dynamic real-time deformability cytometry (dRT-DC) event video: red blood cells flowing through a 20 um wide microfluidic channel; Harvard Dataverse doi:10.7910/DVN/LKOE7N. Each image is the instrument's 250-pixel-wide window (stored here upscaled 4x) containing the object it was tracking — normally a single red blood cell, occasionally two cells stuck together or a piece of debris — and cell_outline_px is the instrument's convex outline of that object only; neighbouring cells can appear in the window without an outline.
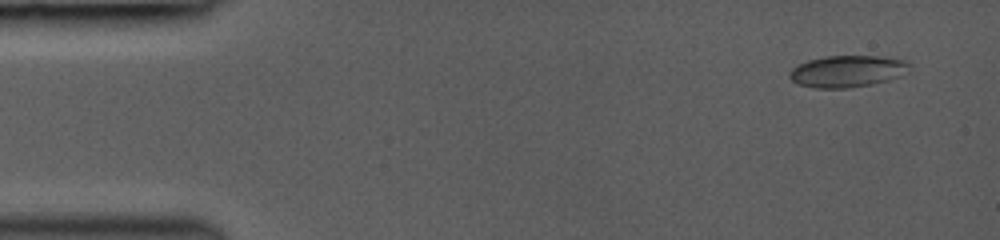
{"species": "common noctule bat (a hibernating species)", "species_latin": "Nyctalus noctula", "temperature_condition": "room temperature", "stored_images_in_passage": 16, "camera_frame_rate_fps": 3000, "um_per_image_px": 0.085, "animal": {"sex": "female", "body_mass_g": 19.0, "forearm_length_mm": 53.3}, "frame": {"image": 1, "passage_image": 1, "time_ms": 0.0, "image_size_px": [1000, 240], "cell_outline_px": [[912, 68], [888, 80], [872, 84], [848, 88], [816, 88], [796, 84], [788, 76], [788, 72], [792, 68], [808, 60], [824, 56], [880, 56], [904, 60], [912, 64]], "centroid_in_image_um": [71.99, 6.05], "position_along_channel_um": 13.0, "area_um2": 22.2}}
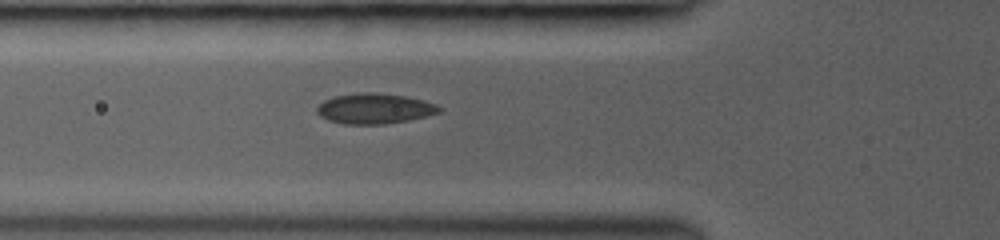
{"frame": {"image": 2, "passage_image": 14, "time_ms": 4.667, "image_size_px": [1000, 240], "cell_outline_px": [[440, 112], [408, 120], [384, 124], [344, 124], [328, 120], [320, 116], [316, 112], [316, 108], [324, 100], [336, 96], [360, 92], [376, 92], [404, 96], [424, 100], [436, 104], [440, 108]], "centroid_in_image_um": [31.81, 9.22], "position_along_channel_um": 94.0, "area_um2": 21.5}}
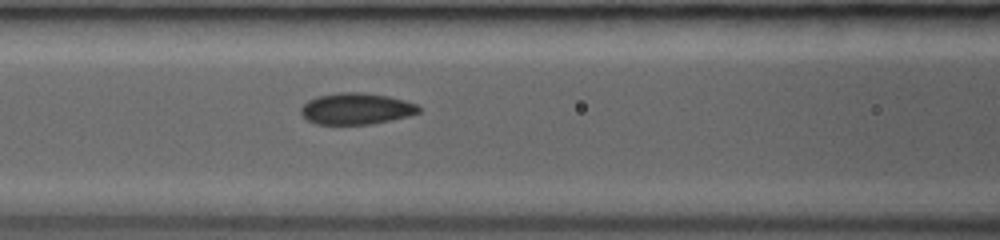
{"frame": {"image": 3, "passage_image": 16, "time_ms": 5.667, "image_size_px": [1000, 240], "cell_outline_px": [[420, 112], [408, 116], [368, 124], [316, 124], [308, 120], [300, 112], [300, 108], [308, 100], [316, 96], [340, 92], [360, 92], [388, 96], [404, 100], [416, 104], [420, 108]], "centroid_in_image_um": [30.25, 9.23], "position_along_channel_um": 136.3, "area_um2": 21.39}}